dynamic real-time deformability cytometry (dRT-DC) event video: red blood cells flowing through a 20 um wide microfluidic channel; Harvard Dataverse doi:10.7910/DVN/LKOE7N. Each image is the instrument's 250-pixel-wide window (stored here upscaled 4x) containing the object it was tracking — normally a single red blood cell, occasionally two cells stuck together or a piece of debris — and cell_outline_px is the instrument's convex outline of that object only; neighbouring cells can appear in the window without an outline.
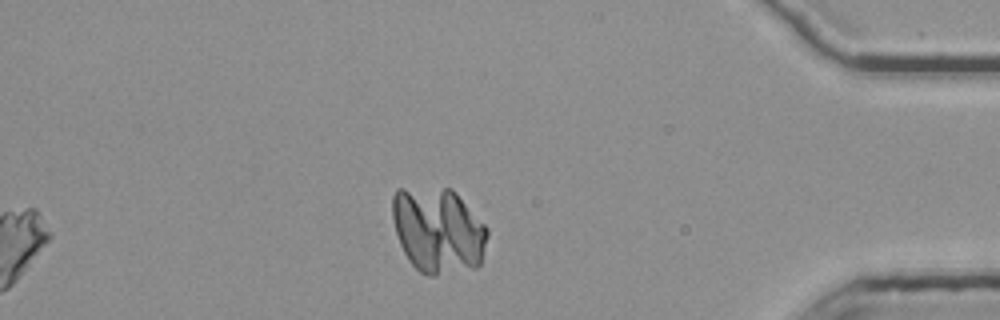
{"species": "common noctule bat (a hibernating species)", "species_latin": "Nyctalus noctula", "temperature_condition": "room temperature", "stored_images_in_passage": 46, "camera_frame_rate_fps": 3000, "um_per_image_px": 0.085, "animal": {"sex": "female", "body_mass_g": 25.1}, "frame": {"image": 1, "passage_image": 46, "time_ms": 15.0, "image_size_px": [1000, 320], "cell_outline_px": [[488, 236], [480, 264], [476, 268], [436, 276], [428, 276], [420, 272], [408, 260], [400, 244], [396, 232], [392, 216], [392, 196], [396, 188], [452, 188], [488, 228]], "centroid_in_image_um": [37.23, 19.59], "position_along_channel_um": 398.0, "area_um2": 47.8}}